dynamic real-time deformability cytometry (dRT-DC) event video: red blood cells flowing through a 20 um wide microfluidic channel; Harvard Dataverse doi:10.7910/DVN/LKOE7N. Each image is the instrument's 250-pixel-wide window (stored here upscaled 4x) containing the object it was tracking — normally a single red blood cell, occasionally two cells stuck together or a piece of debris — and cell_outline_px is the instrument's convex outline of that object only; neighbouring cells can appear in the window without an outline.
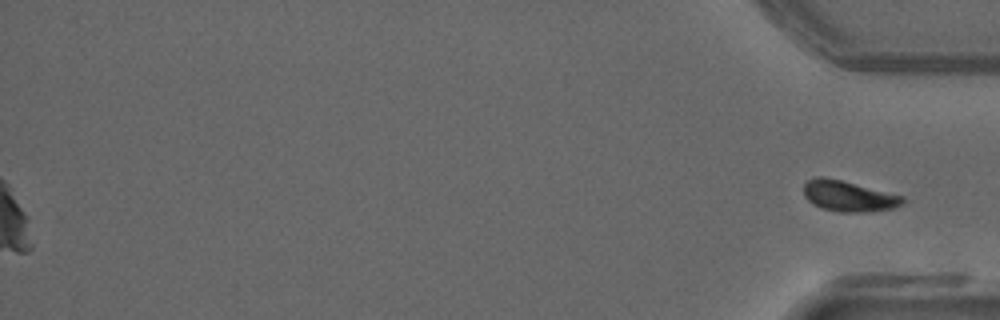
{"species": "common noctule bat (a hibernating species)", "species_latin": "Nyctalus noctula", "temperature_condition": "warm", "stored_images_in_passage": 51, "segment_of_instrument_passage": [2, 2], "camera_frame_rate_fps": 3000, "um_per_image_px": 0.085, "animal": {"sex": "male", "forearm_length_mm": 52.5}, "frame": {"image": 1, "passage_image": 51, "time_ms": 16.667, "image_size_px": [1000, 320], "cell_outline_px": [[904, 200], [900, 204], [892, 208], [864, 212], [840, 212], [824, 208], [812, 204], [804, 196], [804, 184], [808, 180], [816, 176], [824, 176], [904, 196]], "centroid_in_image_um": [72.08, 16.66], "position_along_channel_um": 363.1, "area_um2": 17.46}}